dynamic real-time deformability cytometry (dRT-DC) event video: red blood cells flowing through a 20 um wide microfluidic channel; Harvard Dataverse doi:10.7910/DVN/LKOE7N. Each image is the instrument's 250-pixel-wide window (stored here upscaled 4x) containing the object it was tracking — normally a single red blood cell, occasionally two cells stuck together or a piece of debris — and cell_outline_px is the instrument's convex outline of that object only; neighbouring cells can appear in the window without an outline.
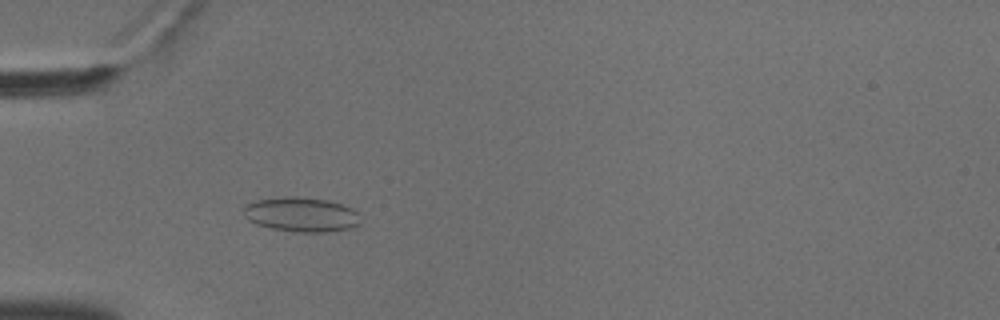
{"species": "common noctule bat (a hibernating species)", "species_latin": "Nyctalus noctula", "temperature_condition": "cold", "stored_images_in_passage": 41, "camera_frame_rate_fps": 3000, "um_per_image_px": 0.085, "animal": {"sex": "male", "body_mass_g": 18.8}, "frame": {"image": 1, "passage_image": 3, "time_ms": 0.667, "image_size_px": [1000, 320], "cell_outline_px": [[360, 224], [352, 228], [328, 232], [292, 232], [272, 228], [256, 224], [248, 220], [244, 216], [244, 204], [256, 200], [284, 196], [296, 196], [328, 200], [352, 208], [356, 212]], "centroid_in_image_um": [25.58, 18.23], "position_along_channel_um": 59.4, "area_um2": 23.7}}
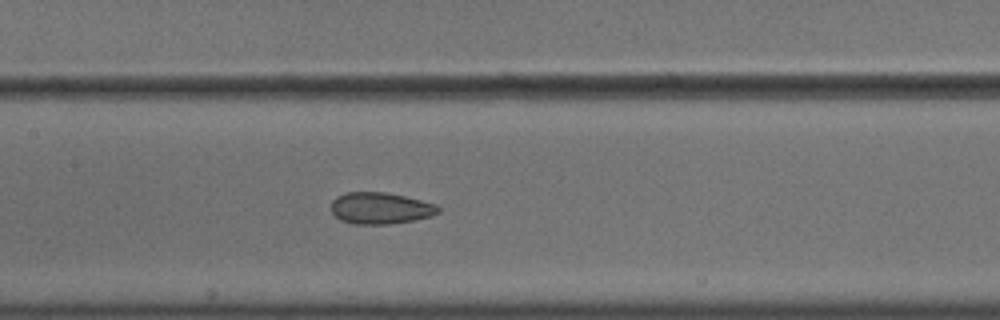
{"frame": {"image": 2, "passage_image": 13, "time_ms": 4.0, "image_size_px": [1000, 320], "cell_outline_px": [[440, 212], [432, 216], [416, 220], [388, 224], [356, 224], [340, 220], [332, 212], [332, 200], [336, 196], [348, 192], [384, 192], [404, 196], [436, 204], [440, 208]], "centroid_in_image_um": [32.35, 17.7], "position_along_channel_um": 175.1, "area_um2": 19.71}}
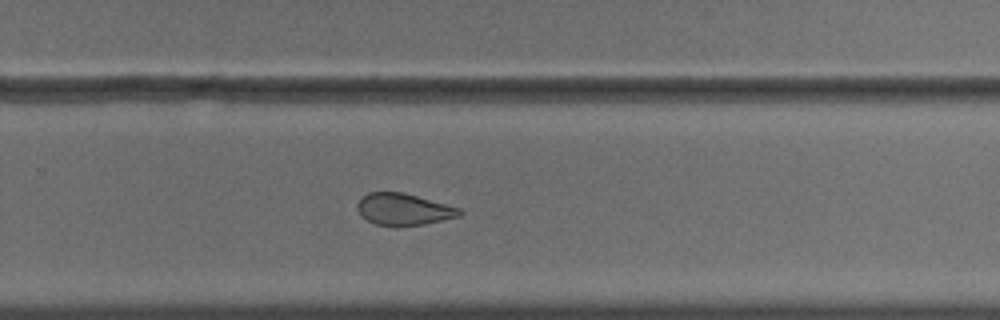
{"frame": {"image": 3, "passage_image": 23, "time_ms": 7.333, "image_size_px": [1000, 320], "cell_outline_px": [[464, 212], [460, 216], [424, 224], [396, 228], [376, 224], [360, 216], [356, 208], [356, 204], [368, 192], [404, 192], [460, 208]], "centroid_in_image_um": [34.29, 17.81], "position_along_channel_um": 295.5, "area_um2": 19.25}, "authors_computed_cell_mechanics": {"area_um2": 20.8658, "velocity_mm_per_s": 3.6293, "shape_relaxation_time_tau1_ms": null, "shape_relaxation_time_tau2_ms": 2.1293, "deformation_change_tau1": null, "deformation_change_tau2": 0.0842}}